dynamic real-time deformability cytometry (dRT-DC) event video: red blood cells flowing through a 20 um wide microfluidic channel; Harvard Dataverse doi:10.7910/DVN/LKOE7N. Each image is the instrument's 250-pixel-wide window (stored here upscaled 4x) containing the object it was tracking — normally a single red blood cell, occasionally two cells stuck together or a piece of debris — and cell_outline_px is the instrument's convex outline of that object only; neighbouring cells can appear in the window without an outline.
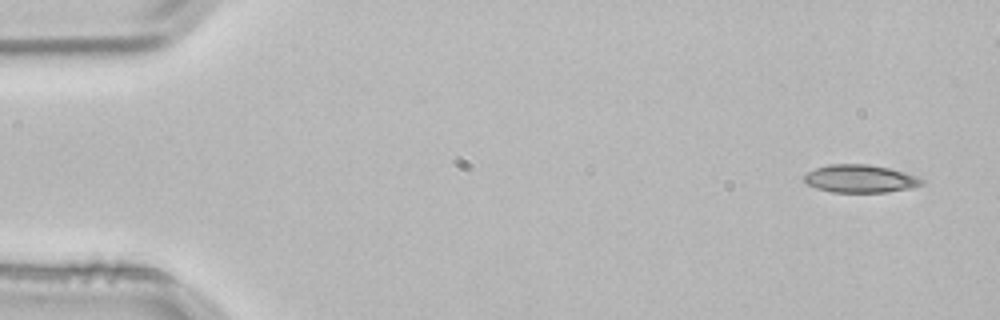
{"species": "common noctule bat (a hibernating species)", "species_latin": "Nyctalus noctula", "temperature_condition": "room temperature", "stored_images_in_passage": 4, "camera_frame_rate_fps": 3000, "um_per_image_px": 0.085, "animal": {"sex": "male", "body_mass_g": 21.5, "forearm_length_mm": 52.0}, "frame": {"image": 1, "passage_image": 1, "time_ms": 0.0, "image_size_px": [1000, 320], "cell_outline_px": [[924, 184], [912, 188], [884, 192], [832, 192], [816, 188], [804, 184], [804, 176], [808, 172], [816, 168], [828, 164], [868, 164], [888, 168], [904, 172], [916, 176], [924, 180]], "centroid_in_image_um": [73.1, 15.19], "position_along_channel_um": 11.9, "area_um2": 19.13}}